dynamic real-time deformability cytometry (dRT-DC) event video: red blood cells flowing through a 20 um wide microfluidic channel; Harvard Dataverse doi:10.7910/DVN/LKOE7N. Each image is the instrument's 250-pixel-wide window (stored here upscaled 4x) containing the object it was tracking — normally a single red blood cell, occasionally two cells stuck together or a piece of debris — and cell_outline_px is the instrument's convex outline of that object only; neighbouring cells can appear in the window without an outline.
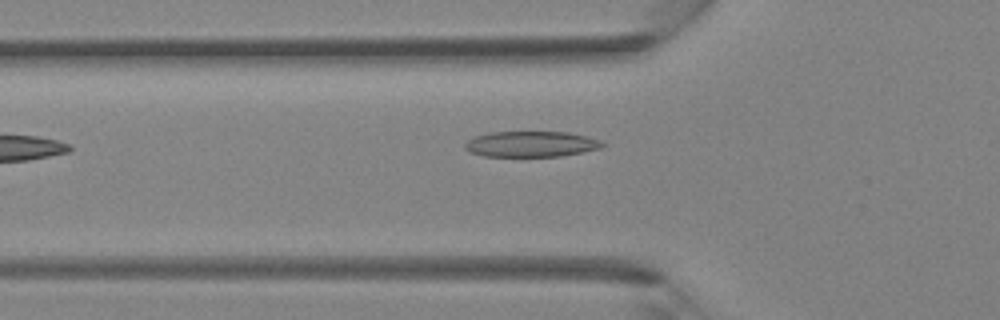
{"species": "Egyptian fruit bat (a non-hibernating species)", "species_latin": "Rousettus aegyptiacus", "temperature_condition": "room temperature", "stored_images_in_passage": 28, "camera_frame_rate_fps": 3000, "um_per_image_px": 0.085, "animal": {"sex": "female"}, "frame": {"image": 1, "passage_image": 3, "time_ms": 0.667, "image_size_px": [1000, 320], "cell_outline_px": [[608, 144], [600, 148], [560, 156], [484, 156], [472, 152], [464, 148], [464, 144], [468, 140], [476, 136], [492, 132], [568, 132], [600, 140]], "centroid_in_image_um": [45.15, 12.24], "position_along_channel_um": 80.6, "area_um2": 20.35}}
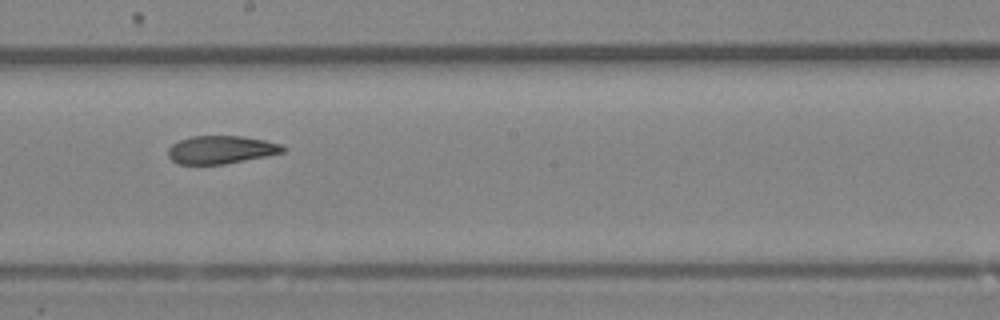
{"frame": {"image": 2, "passage_image": 12, "time_ms": 3.667, "image_size_px": [1000, 320], "cell_outline_px": [[288, 148], [284, 152], [224, 164], [176, 164], [168, 156], [168, 148], [172, 144], [180, 140], [192, 136], [240, 136], [264, 140], [280, 144]], "centroid_in_image_um": [18.77, 12.72], "position_along_channel_um": 229.4, "area_um2": 18.61}}
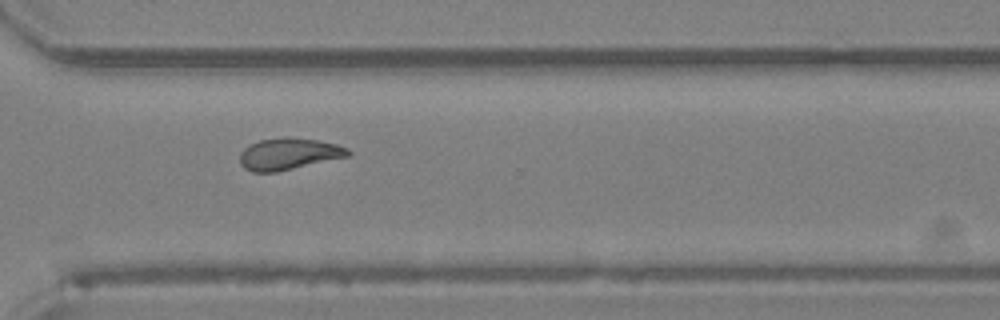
{"frame": {"image": 3, "passage_image": 19, "time_ms": 6.0, "image_size_px": [1000, 320], "cell_outline_px": [[352, 152], [348, 156], [276, 172], [252, 172], [244, 168], [240, 164], [240, 152], [244, 148], [260, 140], [316, 140], [336, 144], [348, 148]], "centroid_in_image_um": [24.53, 13.13], "position_along_channel_um": 346.1, "area_um2": 19.07}}